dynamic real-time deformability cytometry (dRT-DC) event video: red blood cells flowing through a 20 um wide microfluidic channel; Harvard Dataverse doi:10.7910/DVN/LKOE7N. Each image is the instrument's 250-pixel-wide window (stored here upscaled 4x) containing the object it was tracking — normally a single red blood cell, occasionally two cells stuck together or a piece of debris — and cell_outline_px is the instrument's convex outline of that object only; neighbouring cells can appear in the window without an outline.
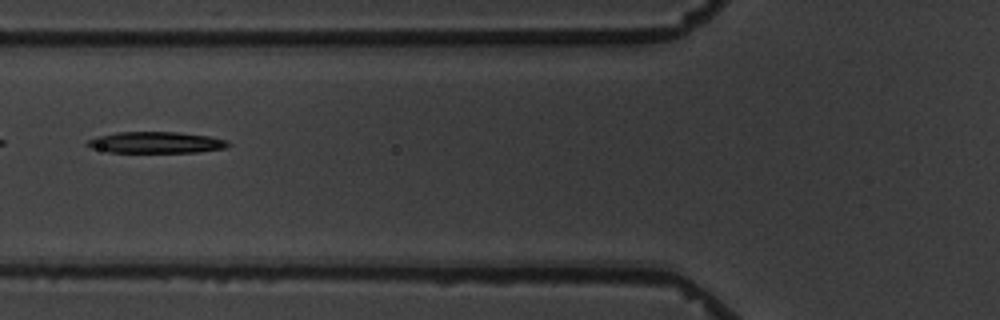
{"species": "common noctule bat (a hibernating species)", "species_latin": "Nyctalus noctula", "temperature_condition": "warm", "stored_images_in_passage": 13, "camera_frame_rate_fps": 3000, "um_per_image_px": 0.085, "animal": {"sex": "male", "body_mass_g": 19.5, "forearm_length_mm": 54.6}, "frame": {"image": 1, "passage_image": 6, "time_ms": 7.333, "image_size_px": [1000, 320], "cell_outline_px": [[232, 144], [224, 148], [196, 152], [108, 152], [92, 148], [84, 144], [88, 140], [96, 136], [116, 132], [176, 132], [208, 136], [228, 140]], "centroid_in_image_um": [13.23, 12.11], "position_along_channel_um": 112.6, "area_um2": 17.51}}
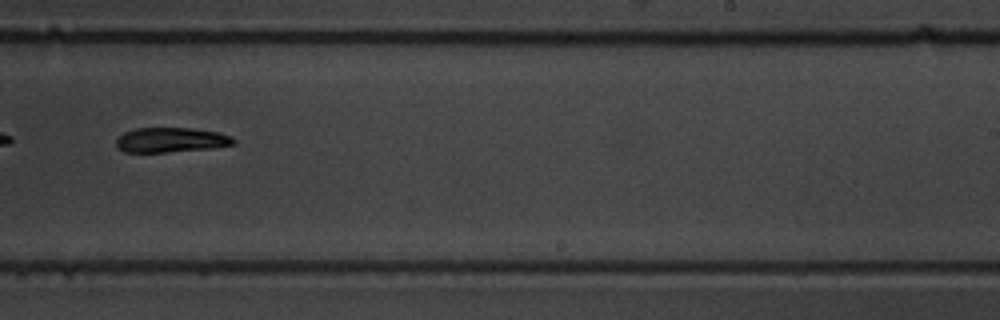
{"frame": {"image": 2, "passage_image": 10, "time_ms": 12.0, "image_size_px": [1000, 320], "cell_outline_px": [[236, 144], [212, 148], [164, 152], [124, 152], [116, 144], [116, 140], [124, 132], [136, 128], [192, 128], [220, 132], [232, 136], [236, 140]], "centroid_in_image_um": [14.59, 11.89], "position_along_channel_um": 274.4, "area_um2": 16.99}}
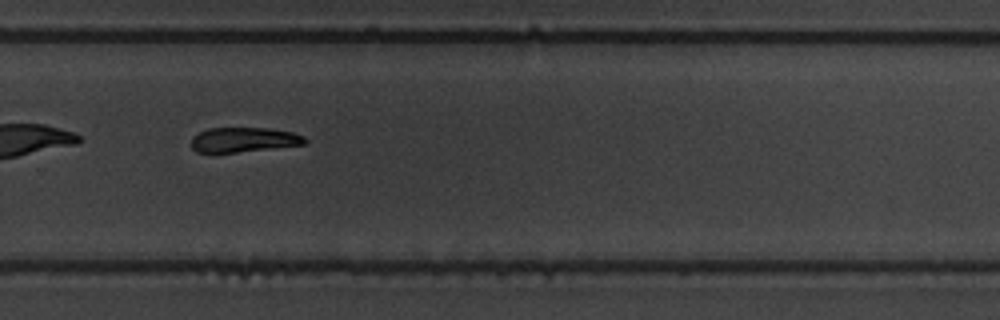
{"frame": {"image": 3, "passage_image": 11, "time_ms": 13.0, "image_size_px": [1000, 320], "cell_outline_px": [[308, 140], [304, 144], [236, 152], [196, 152], [192, 148], [192, 136], [208, 128], [268, 128], [292, 132], [304, 136]], "centroid_in_image_um": [20.71, 11.87], "position_along_channel_um": 309.1, "area_um2": 16.18}, "authors_computed_cell_mechanics": {"area_um2": 18.3804, "velocity_mm_per_s": 3.4822, "shape_relaxation_time_tau1_ms": 3.1566, "shape_relaxation_time_tau2_ms": null, "deformation_change_tau1": 0.1336, "deformation_change_tau2": null}}